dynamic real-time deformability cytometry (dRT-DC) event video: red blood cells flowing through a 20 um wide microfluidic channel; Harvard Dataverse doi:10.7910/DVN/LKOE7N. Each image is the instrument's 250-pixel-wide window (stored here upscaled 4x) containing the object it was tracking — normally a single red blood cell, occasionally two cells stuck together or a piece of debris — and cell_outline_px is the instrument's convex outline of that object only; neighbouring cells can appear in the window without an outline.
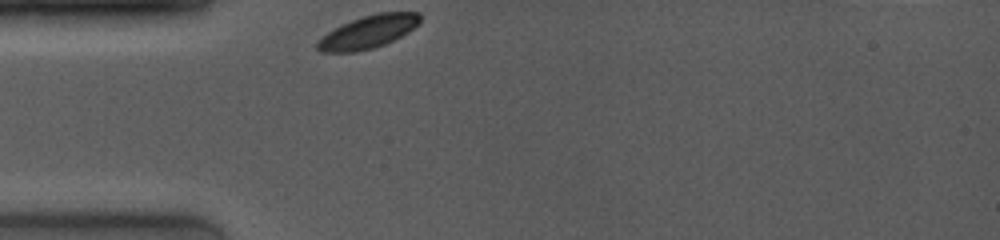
{"species": "common noctule bat (a hibernating species)", "species_latin": "Nyctalus noctula", "temperature_condition": "room temperature", "stored_images_in_passage": 24, "camera_frame_rate_fps": 4000, "um_per_image_px": 0.085, "animal": {"sex": "female", "body_mass_g": 19.0, "forearm_length_mm": 53.3}, "frame": {"image": 1, "passage_image": 1, "time_ms": 0.0, "image_size_px": [1000, 240], "cell_outline_px": [[420, 20], [408, 32], [384, 44], [372, 48], [356, 52], [320, 52], [316, 48], [316, 40], [340, 24], [376, 12], [420, 12]], "centroid_in_image_um": [31.24, 2.71], "position_along_channel_um": 53.8, "area_um2": 19.54}}
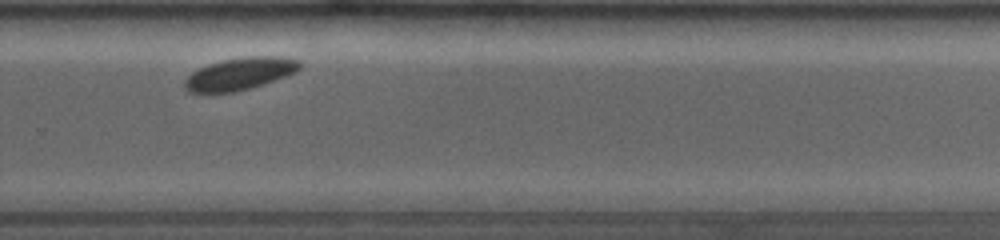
{"frame": {"image": 2, "passage_image": 14, "time_ms": 7.0, "image_size_px": [1000, 240], "cell_outline_px": [[304, 64], [296, 72], [248, 88], [232, 92], [188, 92], [184, 88], [184, 80], [192, 72], [208, 64], [220, 60], [248, 56], [280, 56], [300, 60]], "centroid_in_image_um": [20.39, 6.24], "position_along_channel_um": 309.4, "area_um2": 21.44}}
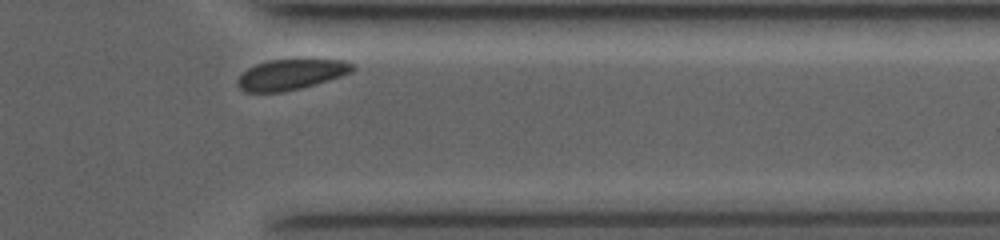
{"frame": {"image": 3, "passage_image": 22, "time_ms": 9.0, "image_size_px": [1000, 240], "cell_outline_px": [[356, 68], [352, 72], [328, 80], [300, 88], [280, 92], [244, 92], [236, 84], [236, 80], [248, 68], [256, 64], [268, 60], [308, 56], [344, 60], [356, 64]], "centroid_in_image_um": [24.8, 6.26], "position_along_channel_um": 386.6, "area_um2": 21.39}}